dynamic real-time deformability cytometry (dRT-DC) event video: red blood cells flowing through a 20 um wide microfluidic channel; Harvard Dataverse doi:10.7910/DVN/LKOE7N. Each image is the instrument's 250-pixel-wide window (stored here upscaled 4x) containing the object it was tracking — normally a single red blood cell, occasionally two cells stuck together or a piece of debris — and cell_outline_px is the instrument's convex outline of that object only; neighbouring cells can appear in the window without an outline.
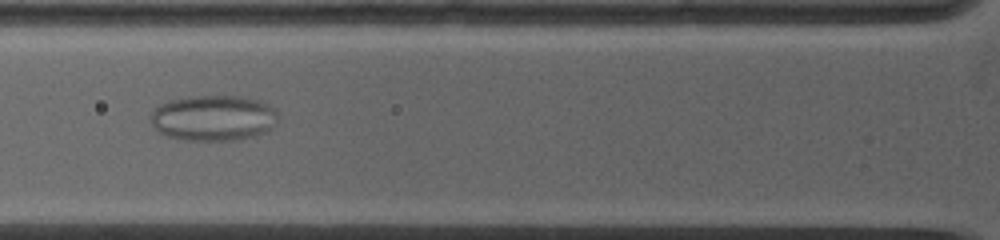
{"species": "common noctule bat (a hibernating species)", "species_latin": "Nyctalus noctula", "temperature_condition": "warm", "stored_images_in_passage": 48, "camera_frame_rate_fps": 5000, "um_per_image_px": 0.085, "animal": {"sex": "female", "body_mass_g": 19.0, "forearm_length_mm": 53.3}, "frame": {"image": 1, "passage_image": 4, "time_ms": 1.2, "image_size_px": [1000, 240], "cell_outline_px": [[276, 120], [268, 132], [256, 136], [240, 140], [184, 140], [164, 136], [152, 124], [152, 108], [160, 104], [172, 100], [188, 96], [240, 96], [260, 100], [276, 108]], "centroid_in_image_um": [18.15, 10.03], "position_along_channel_um": 107.6, "area_um2": 34.16}}